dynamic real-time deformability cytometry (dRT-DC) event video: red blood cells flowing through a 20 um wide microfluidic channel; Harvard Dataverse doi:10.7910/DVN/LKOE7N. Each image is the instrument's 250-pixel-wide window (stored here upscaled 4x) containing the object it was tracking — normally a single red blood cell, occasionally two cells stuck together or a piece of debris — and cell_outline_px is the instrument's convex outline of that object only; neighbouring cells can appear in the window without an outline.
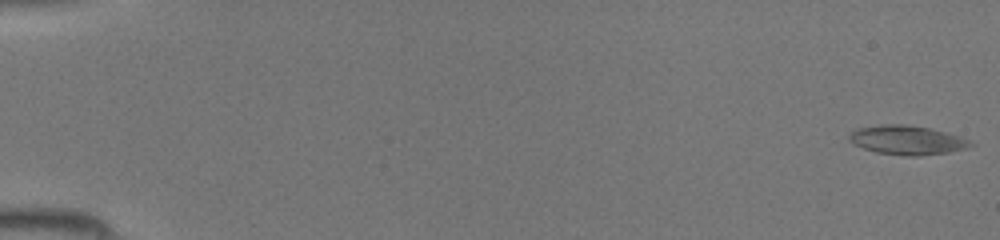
{"species": "common noctule bat (a hibernating species)", "species_latin": "Nyctalus noctula", "temperature_condition": "room temperature", "stored_images_in_passage": 46, "camera_frame_rate_fps": 3000, "um_per_image_px": 0.085, "animal": {"sex": "female", "body_mass_g": 19.5, "forearm_length_mm": 54.1}, "frame": {"image": 1, "passage_image": 1, "time_ms": 0.0, "image_size_px": [1000, 240], "cell_outline_px": [[976, 144], [968, 148], [948, 152], [920, 156], [904, 156], [876, 152], [852, 144], [848, 140], [848, 136], [856, 128], [880, 124], [908, 124], [928, 128], [944, 132], [968, 140]], "centroid_in_image_um": [77.05, 11.91], "position_along_channel_um": 7.9, "area_um2": 20.63}}
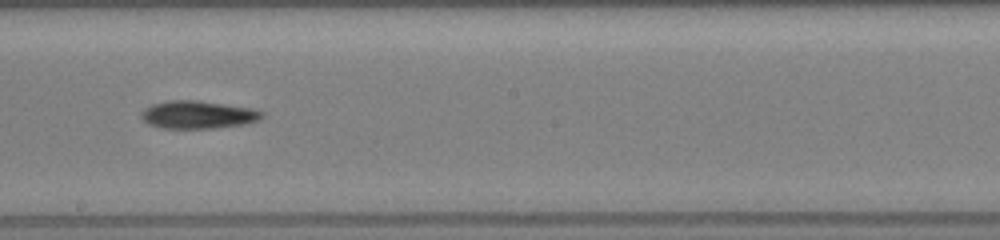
{"frame": {"image": 2, "passage_image": 27, "time_ms": 8.667, "image_size_px": [1000, 240], "cell_outline_px": [[264, 116], [260, 120], [244, 124], [212, 128], [164, 128], [148, 124], [140, 116], [140, 112], [144, 108], [152, 104], [168, 100], [196, 100], [252, 108], [264, 112]], "centroid_in_image_um": [16.82, 9.74], "position_along_channel_um": 231.4, "area_um2": 19.59}}
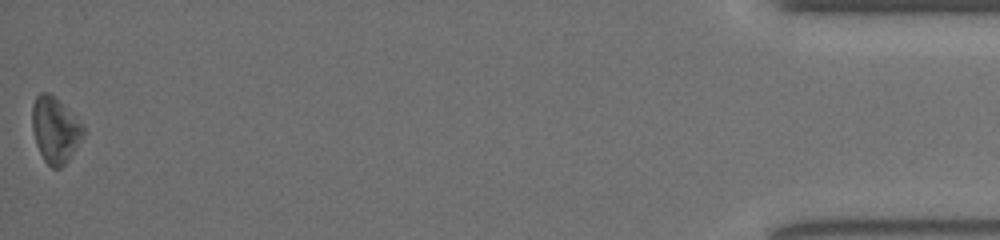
{"frame": {"image": 3, "passage_image": 46, "time_ms": 15.0, "image_size_px": [1000, 240], "cell_outline_px": [[84, 136], [68, 160], [60, 168], [52, 168], [44, 160], [36, 144], [32, 128], [32, 104], [36, 96], [40, 92], [48, 92], [84, 128]], "centroid_in_image_um": [4.65, 11.08], "position_along_channel_um": 430.6, "area_um2": 18.96}}